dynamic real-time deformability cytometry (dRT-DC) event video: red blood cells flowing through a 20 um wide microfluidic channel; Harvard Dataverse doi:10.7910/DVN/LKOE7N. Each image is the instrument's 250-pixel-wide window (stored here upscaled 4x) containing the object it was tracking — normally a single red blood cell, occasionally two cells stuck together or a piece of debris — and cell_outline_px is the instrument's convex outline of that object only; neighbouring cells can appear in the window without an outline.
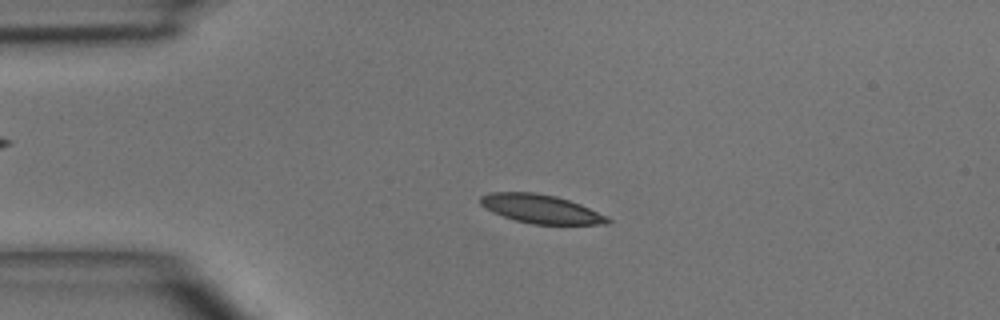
{"species": "common noctule bat (a hibernating species)", "species_latin": "Nyctalus noctula", "temperature_condition": "room temperature", "stored_images_in_passage": 5, "camera_frame_rate_fps": 3000, "um_per_image_px": 0.085, "animal": {"sex": "male", "body_mass_g": 15.6}, "frame": {"image": 1, "passage_image": 3, "time_ms": 2.0, "image_size_px": [1000, 320], "cell_outline_px": [[612, 220], [608, 224], [532, 224], [516, 220], [492, 212], [480, 204], [480, 196], [488, 192], [536, 192], [556, 196], [580, 204], [608, 216]], "centroid_in_image_um": [45.98, 17.75], "position_along_channel_um": 39.0, "area_um2": 21.27}}